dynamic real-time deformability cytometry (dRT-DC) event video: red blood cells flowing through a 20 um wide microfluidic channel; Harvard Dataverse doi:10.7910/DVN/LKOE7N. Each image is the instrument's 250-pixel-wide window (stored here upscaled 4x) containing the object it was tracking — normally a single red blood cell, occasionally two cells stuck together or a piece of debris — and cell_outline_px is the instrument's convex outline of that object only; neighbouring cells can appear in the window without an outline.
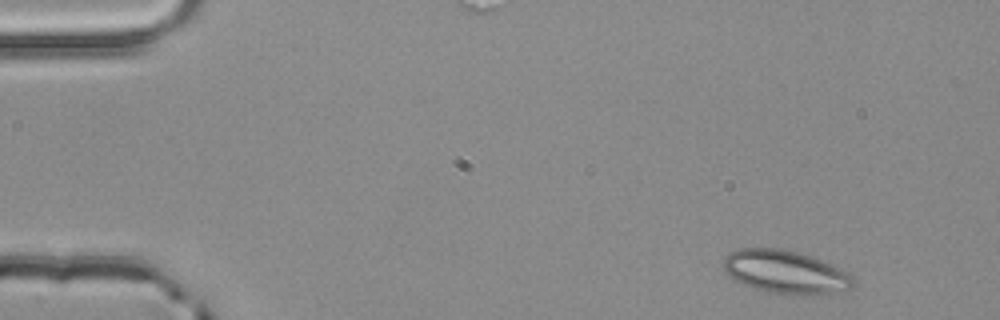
{"species": "common noctule bat (a hibernating species)", "species_latin": "Nyctalus noctula", "temperature_condition": "room temperature", "stored_images_in_passage": 2, "camera_frame_rate_fps": 3000, "um_per_image_px": 0.085, "animal": {"sex": "male", "body_mass_g": 20.4}, "frame": {"image": 1, "passage_image": 1, "time_ms": 0.0, "image_size_px": [1000, 320], "cell_outline_px": [[856, 280], [852, 288], [844, 292], [820, 296], [804, 296], [764, 292], [732, 280], [724, 272], [724, 256], [728, 252], [740, 248], [784, 248], [800, 252], [812, 256], [832, 264], [852, 276]], "centroid_in_image_um": [66.79, 23.14], "position_along_channel_um": 18.2, "area_um2": 33.81}}